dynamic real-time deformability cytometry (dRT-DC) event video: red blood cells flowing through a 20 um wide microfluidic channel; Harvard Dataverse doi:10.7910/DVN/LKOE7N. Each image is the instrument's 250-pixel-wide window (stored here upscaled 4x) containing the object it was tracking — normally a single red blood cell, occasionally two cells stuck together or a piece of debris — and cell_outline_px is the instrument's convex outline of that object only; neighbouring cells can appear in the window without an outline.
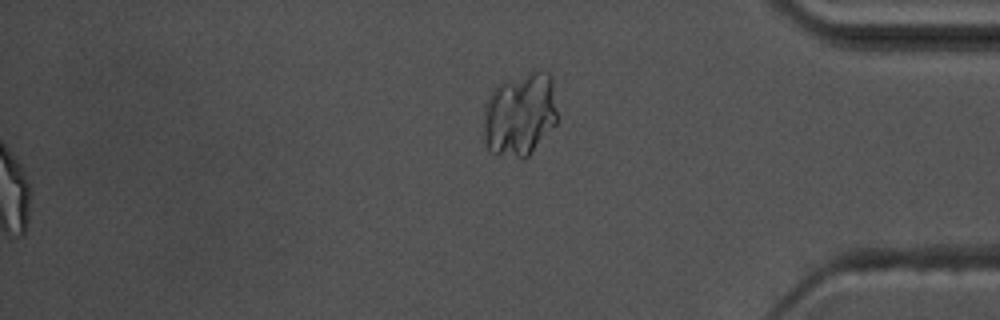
{"species": "common noctule bat (a hibernating species)", "species_latin": "Nyctalus noctula", "temperature_condition": "warm", "stored_images_in_passage": 57, "segment_of_instrument_passage": [2, 2], "camera_frame_rate_fps": 3000, "um_per_image_px": 0.085, "animal": {"sex": "male", "body_mass_g": 17.5, "forearm_length_mm": 52.3}, "frame": {"image": 1, "passage_image": 57, "time_ms": 18.667, "image_size_px": [1000, 320], "cell_outline_px": [[556, 124], [528, 156], [524, 160], [496, 152], [488, 148], [484, 144], [484, 112], [488, 100], [496, 84], [540, 68], [548, 72], [552, 76], [556, 112]], "centroid_in_image_um": [44.21, 9.69], "position_along_channel_um": 391.0, "area_um2": 35.89}}